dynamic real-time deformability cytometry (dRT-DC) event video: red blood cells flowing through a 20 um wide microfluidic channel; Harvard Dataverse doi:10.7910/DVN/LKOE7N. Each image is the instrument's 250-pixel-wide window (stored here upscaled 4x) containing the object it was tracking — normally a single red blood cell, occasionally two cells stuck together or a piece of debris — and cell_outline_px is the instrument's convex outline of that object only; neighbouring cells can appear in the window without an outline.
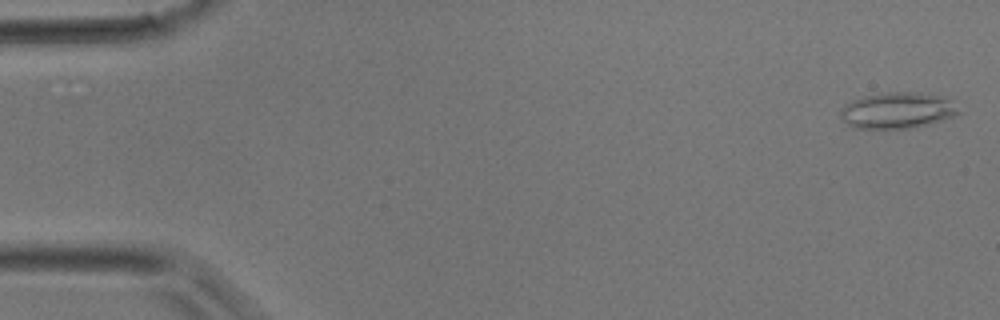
{"species": "common noctule bat (a hibernating species)", "species_latin": "Nyctalus noctula", "temperature_condition": "room temperature", "stored_images_in_passage": 39, "camera_frame_rate_fps": 3000, "um_per_image_px": 0.085, "animal": {"sex": "male", "body_mass_g": 17.9}, "frame": {"image": 1, "passage_image": 1, "time_ms": 0.0, "image_size_px": [1000, 320], "cell_outline_px": [[960, 112], [956, 116], [928, 124], [912, 128], [856, 128], [848, 124], [840, 116], [840, 108], [844, 104], [852, 100], [880, 92], [916, 92], [936, 96], [948, 100]], "centroid_in_image_um": [76.22, 9.39], "position_along_channel_um": 8.8, "area_um2": 24.57}}
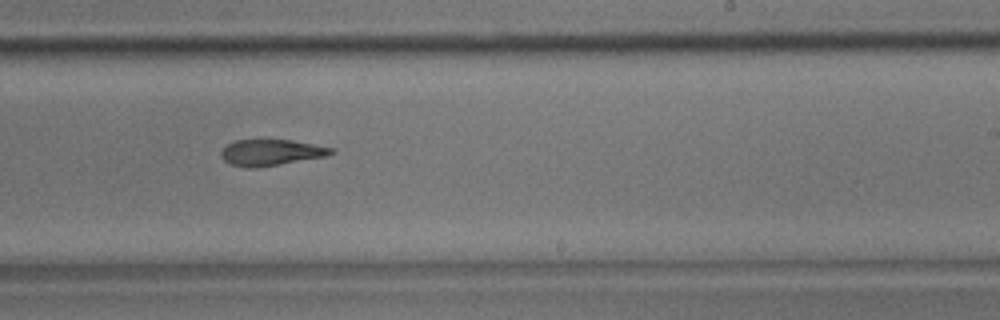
{"frame": {"image": 2, "passage_image": 24, "time_ms": 7.667, "image_size_px": [1000, 320], "cell_outline_px": [[336, 152], [328, 156], [256, 168], [248, 168], [232, 164], [224, 160], [220, 156], [220, 152], [228, 144], [236, 140], [292, 140], [336, 148]], "centroid_in_image_um": [23.09, 12.96], "position_along_channel_um": 265.9, "area_um2": 16.82}}
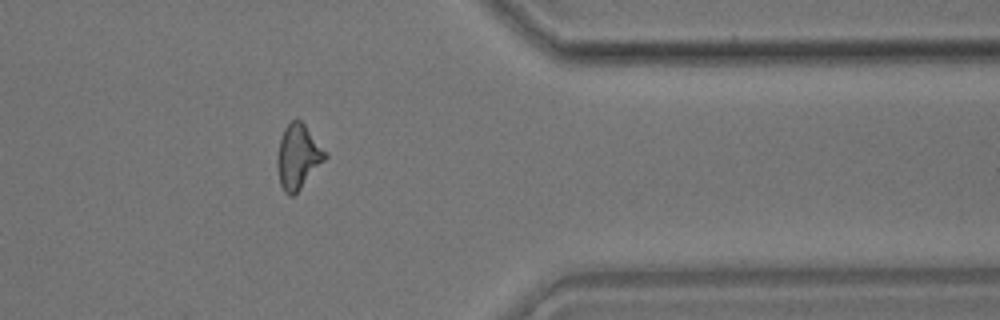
{"frame": {"image": 3, "passage_image": 32, "time_ms": 10.333, "image_size_px": [1000, 320], "cell_outline_px": [[328, 156], [300, 188], [292, 196], [288, 196], [284, 192], [280, 184], [276, 160], [276, 156], [280, 140], [284, 128], [292, 120], [300, 120], [304, 124], [328, 152]], "centroid_in_image_um": [25.33, 13.3], "position_along_channel_um": 386.1, "area_um2": 17.86}}